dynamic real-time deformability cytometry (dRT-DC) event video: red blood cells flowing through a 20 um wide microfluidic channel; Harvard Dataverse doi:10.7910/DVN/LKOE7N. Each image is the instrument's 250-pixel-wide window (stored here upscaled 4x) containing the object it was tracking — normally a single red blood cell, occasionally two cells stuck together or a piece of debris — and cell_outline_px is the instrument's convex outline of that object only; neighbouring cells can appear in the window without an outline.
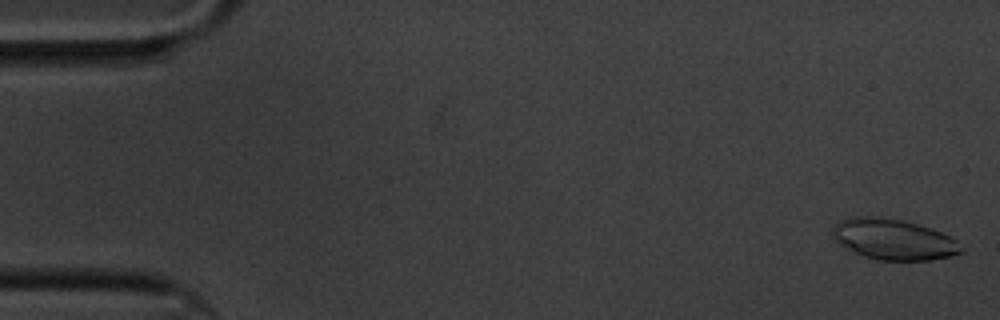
{"species": "common noctule bat (a hibernating species)", "species_latin": "Nyctalus noctula", "temperature_condition": "cold", "stored_images_in_passage": 61, "camera_frame_rate_fps": 3000, "um_per_image_px": 0.085, "animal": {"sex": "male", "body_mass_g": 20.1, "forearm_length_mm": 53.5}, "frame": {"image": 1, "passage_image": 2, "time_ms": 0.333, "image_size_px": [1000, 320], "cell_outline_px": [[964, 252], [952, 256], [928, 260], [876, 260], [864, 256], [844, 248], [832, 240], [832, 228], [840, 220], [852, 216], [876, 216], [900, 220], [916, 224], [940, 232], [956, 240], [964, 248]], "centroid_in_image_um": [75.9, 20.35], "position_along_channel_um": 9.1, "area_um2": 30.69}}
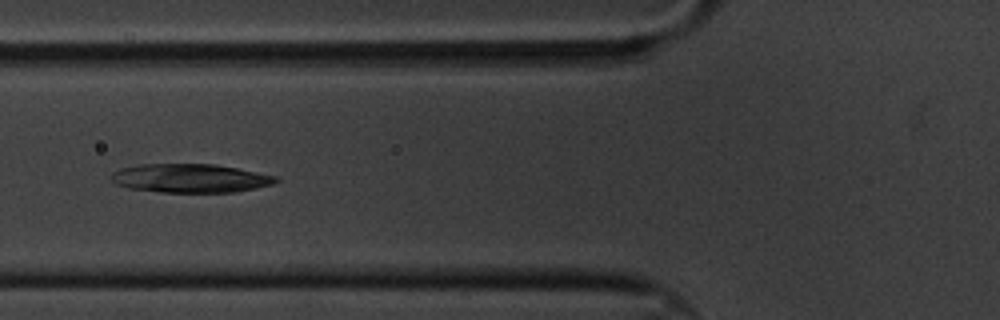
{"frame": {"image": 2, "passage_image": 23, "time_ms": 7.333, "image_size_px": [1000, 320], "cell_outline_px": [[280, 180], [272, 184], [256, 188], [236, 192], [160, 192], [128, 188], [116, 184], [108, 176], [112, 172], [120, 168], [140, 164], [216, 164], [276, 176]], "centroid_in_image_um": [16.13, 15.15], "position_along_channel_um": 109.7, "area_um2": 27.63}}
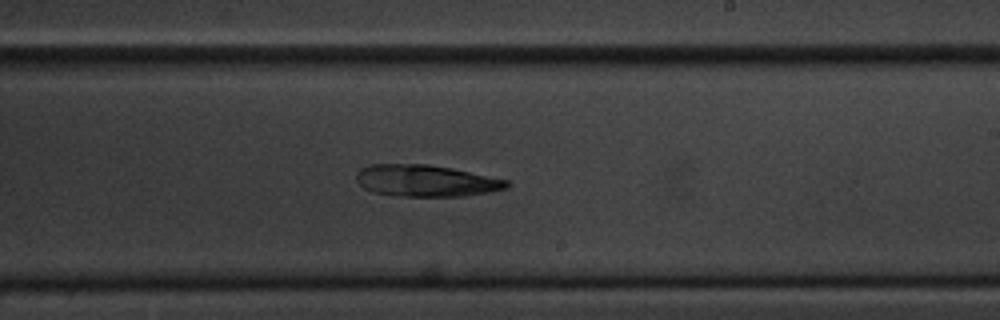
{"frame": {"image": 3, "passage_image": 36, "time_ms": 11.667, "image_size_px": [1000, 320], "cell_outline_px": [[512, 184], [508, 188], [488, 192], [464, 196], [392, 196], [372, 192], [364, 188], [356, 180], [356, 172], [360, 168], [368, 164], [428, 164], [452, 168], [508, 180]], "centroid_in_image_um": [36.18, 15.36], "position_along_channel_um": 252.8, "area_um2": 28.03}}